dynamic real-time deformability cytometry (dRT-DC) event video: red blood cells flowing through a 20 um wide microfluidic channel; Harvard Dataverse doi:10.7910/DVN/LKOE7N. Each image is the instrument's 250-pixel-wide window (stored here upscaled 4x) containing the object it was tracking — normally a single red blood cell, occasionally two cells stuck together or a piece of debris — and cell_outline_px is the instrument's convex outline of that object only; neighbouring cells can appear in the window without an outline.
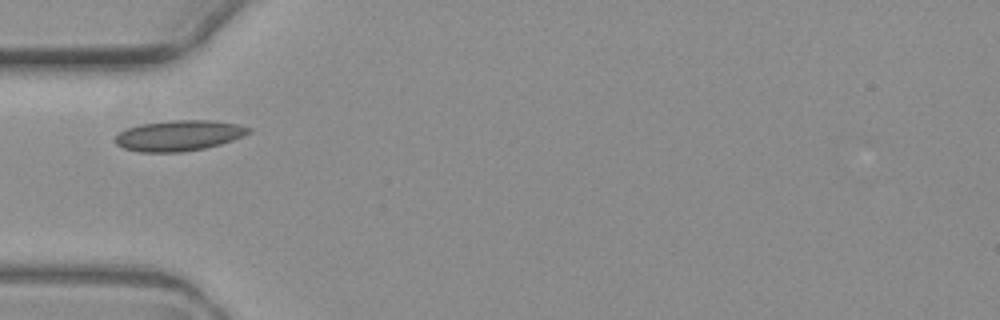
{"species": "common noctule bat (a hibernating species)", "species_latin": "Nyctalus noctula", "temperature_condition": "warm", "stored_images_in_passage": 7, "camera_frame_rate_fps": 3000, "um_per_image_px": 0.085, "animal": {"sex": "female", "body_mass_g": 19.3, "forearm_length_mm": 54.1}, "frame": {"image": 1, "passage_image": 4, "time_ms": 4.667, "image_size_px": [1000, 320], "cell_outline_px": [[252, 132], [244, 136], [220, 144], [204, 148], [180, 152], [140, 152], [124, 148], [116, 144], [112, 140], [120, 132], [128, 128], [140, 124], [172, 120], [212, 120], [236, 124], [252, 128]], "centroid_in_image_um": [15.21, 11.52], "position_along_channel_um": 69.8, "area_um2": 23.81}}
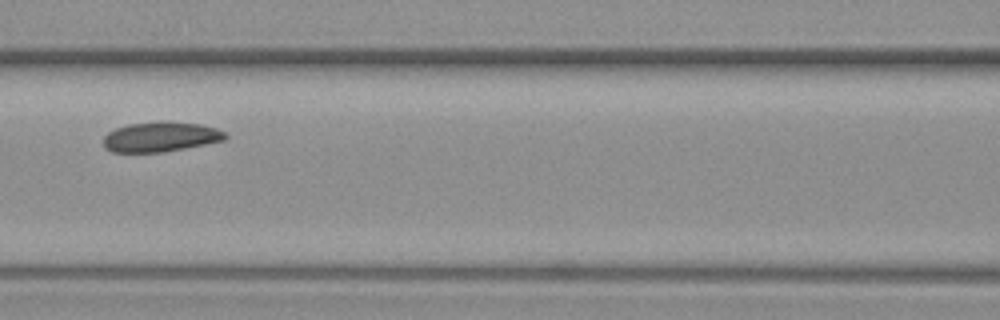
{"frame": {"image": 2, "passage_image": 6, "time_ms": 7.0, "image_size_px": [1000, 320], "cell_outline_px": [[228, 136], [224, 140], [164, 152], [112, 152], [104, 148], [104, 136], [108, 132], [116, 128], [128, 124], [160, 120], [164, 120], [200, 124], [216, 128], [224, 132]], "centroid_in_image_um": [13.63, 11.61], "position_along_channel_um": 153.0, "area_um2": 21.39}}
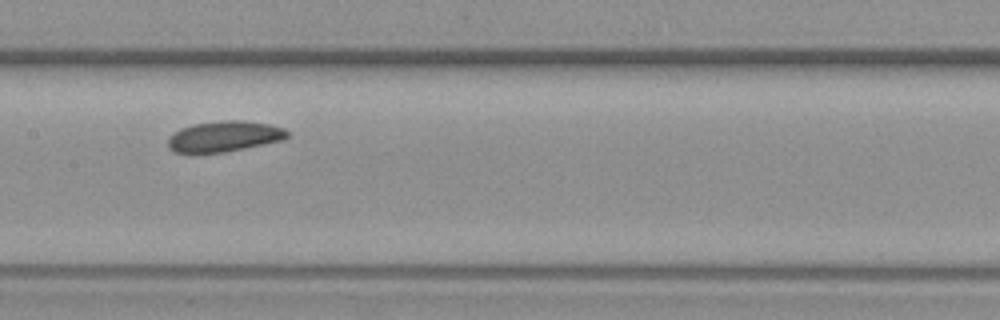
{"frame": {"image": 3, "passage_image": 7, "time_ms": 8.0, "image_size_px": [1000, 320], "cell_outline_px": [[288, 136], [284, 140], [224, 152], [176, 152], [168, 148], [168, 136], [180, 128], [192, 124], [224, 120], [244, 120], [268, 124], [284, 128], [288, 132]], "centroid_in_image_um": [19.05, 11.58], "position_along_channel_um": 188.3, "area_um2": 21.27}}